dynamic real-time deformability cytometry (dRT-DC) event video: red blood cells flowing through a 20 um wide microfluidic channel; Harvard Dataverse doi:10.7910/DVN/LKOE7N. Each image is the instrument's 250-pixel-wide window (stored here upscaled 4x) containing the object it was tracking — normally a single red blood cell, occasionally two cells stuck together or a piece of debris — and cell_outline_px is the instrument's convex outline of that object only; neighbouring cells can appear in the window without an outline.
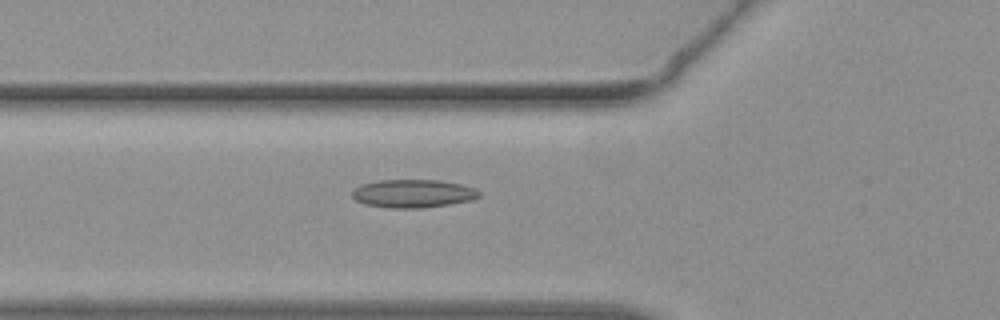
{"species": "common noctule bat (a hibernating species)", "species_latin": "Nyctalus noctula", "temperature_condition": "warm", "stored_images_in_passage": 37, "camera_frame_rate_fps": 3000, "um_per_image_px": 0.085, "animal": {"sex": "female", "body_mass_g": 19.3, "forearm_length_mm": 54.1}, "frame": {"image": 1, "passage_image": 11, "time_ms": 3.333, "image_size_px": [1000, 320], "cell_outline_px": [[480, 196], [472, 200], [448, 204], [420, 208], [388, 208], [364, 204], [356, 200], [352, 196], [352, 192], [356, 188], [364, 184], [380, 180], [440, 180], [460, 184], [472, 188], [480, 192]], "centroid_in_image_um": [35.1, 16.45], "position_along_channel_um": 90.7, "area_um2": 20.63}}
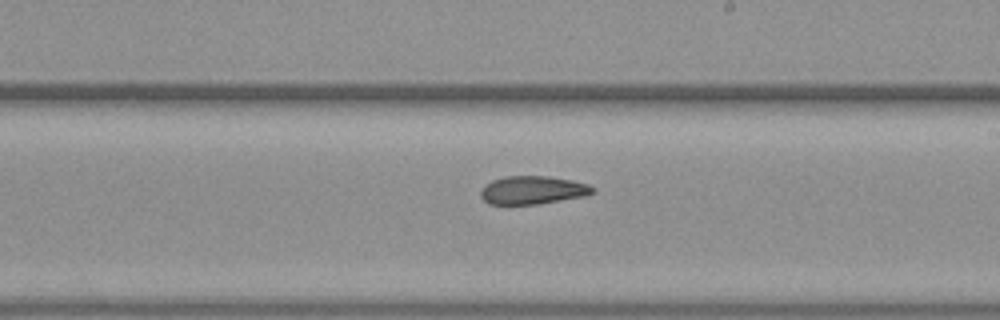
{"frame": {"image": 2, "passage_image": 21, "time_ms": 6.667, "image_size_px": [1000, 320], "cell_outline_px": [[596, 188], [592, 192], [584, 196], [536, 204], [488, 204], [480, 196], [480, 192], [492, 180], [504, 176], [548, 176], [572, 180], [588, 184]], "centroid_in_image_um": [45.28, 16.15], "position_along_channel_um": 243.7, "area_um2": 18.21}}
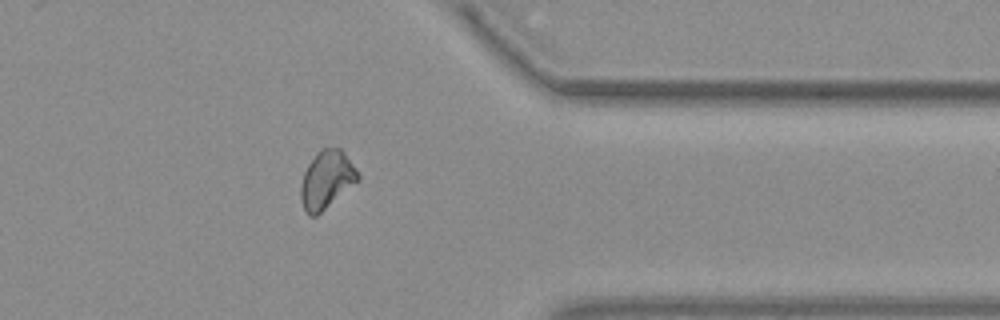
{"frame": {"image": 3, "passage_image": 31, "time_ms": 10.0, "image_size_px": [1000, 320], "cell_outline_px": [[360, 180], [316, 216], [308, 216], [300, 200], [300, 184], [304, 172], [308, 164], [316, 152], [320, 148], [340, 148], [344, 152], [356, 168], [360, 176]], "centroid_in_image_um": [27.75, 15.27], "position_along_channel_um": 383.6, "area_um2": 19.42}}